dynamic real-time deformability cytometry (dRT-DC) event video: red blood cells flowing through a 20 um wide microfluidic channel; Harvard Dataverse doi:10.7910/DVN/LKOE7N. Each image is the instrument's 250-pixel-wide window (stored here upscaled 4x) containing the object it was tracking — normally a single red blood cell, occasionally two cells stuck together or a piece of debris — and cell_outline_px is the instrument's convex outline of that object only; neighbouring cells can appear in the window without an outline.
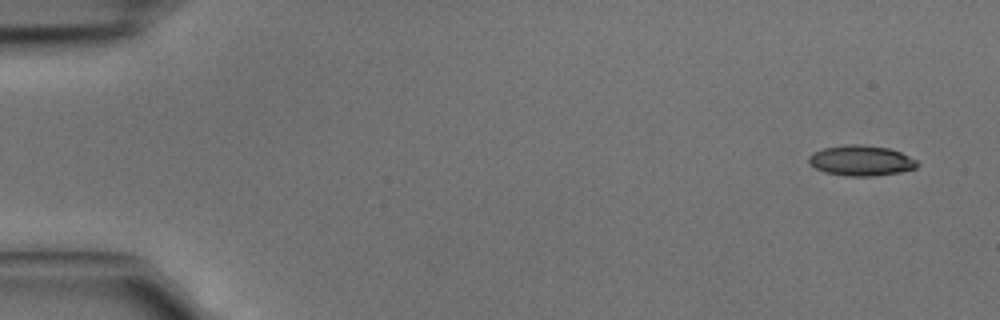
{"species": "common noctule bat (a hibernating species)", "species_latin": "Nyctalus noctula", "temperature_condition": "cold", "stored_images_in_passage": 4, "camera_frame_rate_fps": 3000, "um_per_image_px": 0.085, "animal": {"sex": "male", "body_mass_g": 15.6}, "frame": {"image": 1, "passage_image": 1, "time_ms": 0.0, "image_size_px": [1000, 320], "cell_outline_px": [[920, 164], [916, 168], [900, 172], [876, 176], [848, 176], [824, 172], [808, 164], [808, 156], [812, 152], [824, 148], [852, 144], [860, 144], [888, 148], [900, 152], [916, 160]], "centroid_in_image_um": [73.18, 13.66], "position_along_channel_um": 11.8, "area_um2": 19.25}}
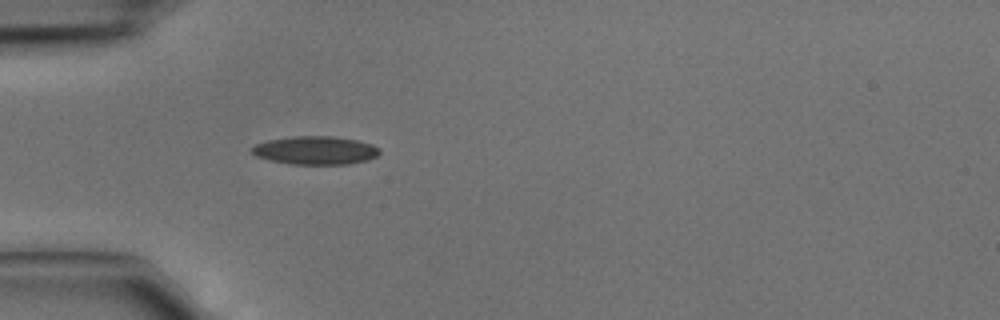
{"frame": {"image": 2, "passage_image": 4, "time_ms": 1.0, "image_size_px": [1000, 320], "cell_outline_px": [[380, 152], [376, 156], [368, 160], [348, 164], [288, 164], [268, 160], [256, 156], [248, 148], [256, 144], [268, 140], [292, 136], [332, 136], [356, 140], [372, 144], [380, 148]], "centroid_in_image_um": [26.78, 12.78], "position_along_channel_um": 58.2, "area_um2": 21.21}}